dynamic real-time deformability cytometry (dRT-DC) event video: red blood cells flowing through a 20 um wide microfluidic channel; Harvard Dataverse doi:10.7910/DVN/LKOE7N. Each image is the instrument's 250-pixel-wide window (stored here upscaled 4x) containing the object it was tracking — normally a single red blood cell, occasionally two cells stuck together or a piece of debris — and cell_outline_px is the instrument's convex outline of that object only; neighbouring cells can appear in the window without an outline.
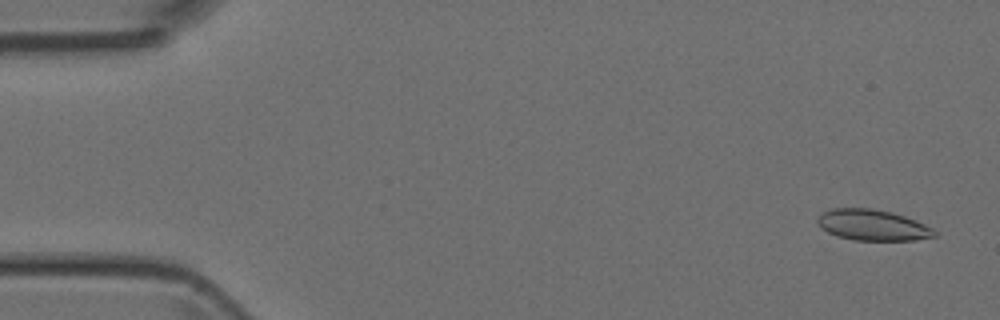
{"species": "Egyptian fruit bat (a non-hibernating species)", "species_latin": "Rousettus aegyptiacus", "temperature_condition": "room temperature", "stored_images_in_passage": 5, "camera_frame_rate_fps": 3000, "um_per_image_px": 0.085, "animal": {"sex": "female"}, "frame": {"image": 1, "passage_image": 1, "time_ms": 0.0, "image_size_px": [1000, 320], "cell_outline_px": [[936, 236], [916, 240], [852, 240], [836, 236], [820, 228], [816, 224], [816, 216], [828, 208], [872, 208], [892, 212], [916, 220], [932, 228], [936, 232]], "centroid_in_image_um": [74.1, 19.12], "position_along_channel_um": 10.9, "area_um2": 21.39}}